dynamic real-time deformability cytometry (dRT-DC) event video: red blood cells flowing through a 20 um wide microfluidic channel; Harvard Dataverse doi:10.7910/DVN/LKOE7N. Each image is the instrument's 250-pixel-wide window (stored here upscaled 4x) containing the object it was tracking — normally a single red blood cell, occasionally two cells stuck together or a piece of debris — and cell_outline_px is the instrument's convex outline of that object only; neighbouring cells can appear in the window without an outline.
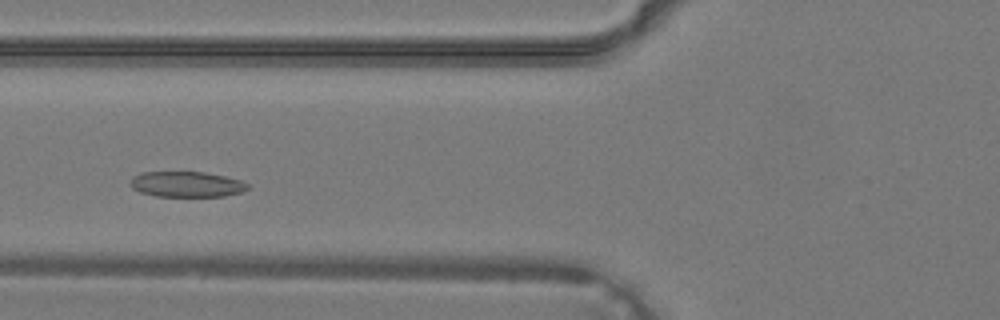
{"species": "common noctule bat (a hibernating species)", "species_latin": "Nyctalus noctula", "temperature_condition": "warm", "stored_images_in_passage": 34, "segment_of_instrument_passage": [1, 2], "camera_frame_rate_fps": 3000, "um_per_image_px": 0.085, "animal": {"sex": "male", "body_mass_g": 19.2, "forearm_length_mm": 51.8}, "frame": {"image": 1, "passage_image": 9, "time_ms": 2.667, "image_size_px": [1000, 320], "cell_outline_px": [[248, 188], [240, 192], [224, 196], [156, 196], [140, 192], [132, 188], [128, 184], [132, 176], [140, 172], [204, 172], [224, 176], [240, 180], [248, 184]], "centroid_in_image_um": [15.79, 15.66], "position_along_channel_um": 110.0, "area_um2": 17.46}}
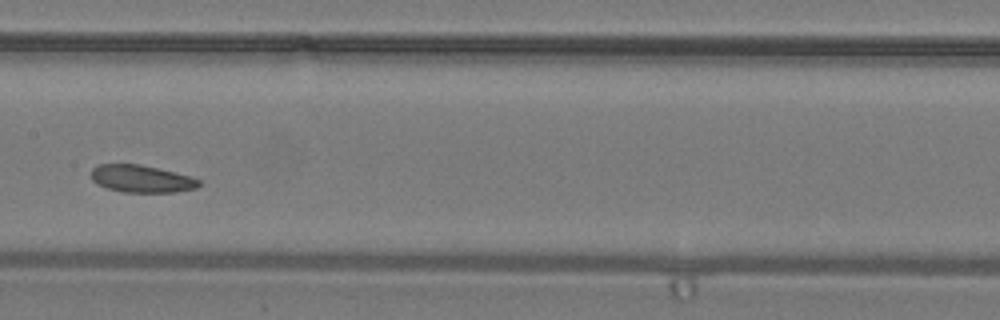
{"frame": {"image": 2, "passage_image": 14, "time_ms": 4.333, "image_size_px": [1000, 320], "cell_outline_px": [[200, 184], [196, 188], [176, 192], [124, 192], [108, 188], [96, 184], [92, 180], [92, 168], [100, 164], [140, 164], [192, 176], [200, 180]], "centroid_in_image_um": [12.04, 15.19], "position_along_channel_um": 195.4, "area_um2": 17.17}}
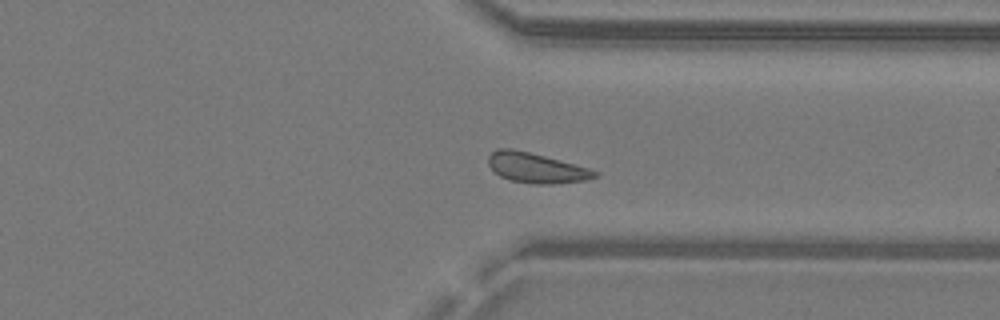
{"frame": {"image": 3, "passage_image": 24, "time_ms": 7.667, "image_size_px": [1000, 320], "cell_outline_px": [[600, 172], [596, 176], [588, 180], [552, 184], [536, 184], [508, 180], [492, 172], [488, 164], [488, 156], [496, 148], [512, 148], [544, 156], [588, 168]], "centroid_in_image_um": [45.53, 14.28], "position_along_channel_um": 365.9, "area_um2": 18.67}}